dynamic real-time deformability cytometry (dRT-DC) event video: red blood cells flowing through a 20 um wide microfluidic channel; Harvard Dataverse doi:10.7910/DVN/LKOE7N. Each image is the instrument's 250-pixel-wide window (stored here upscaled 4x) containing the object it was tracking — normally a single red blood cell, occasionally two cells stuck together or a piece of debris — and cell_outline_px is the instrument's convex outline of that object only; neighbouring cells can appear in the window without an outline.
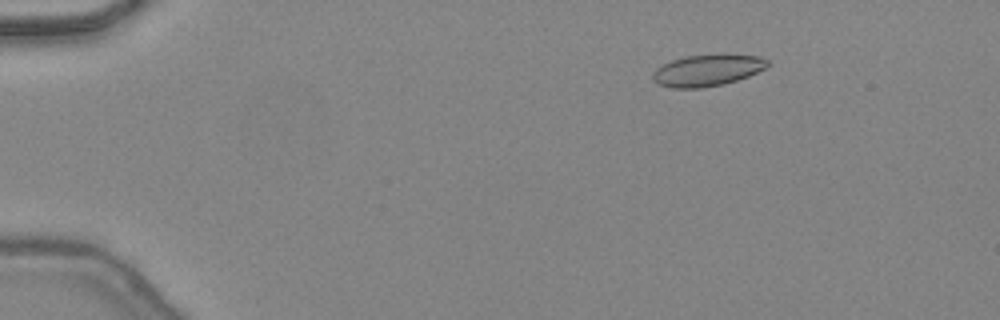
{"species": "common noctule bat (a hibernating species)", "species_latin": "Nyctalus noctula", "temperature_condition": "warm", "stored_images_in_passage": 47, "camera_frame_rate_fps": 3000, "um_per_image_px": 0.085, "animal": {"sex": "female", "body_mass_g": 24.6, "forearm_length_mm": 56.2}, "frame": {"image": 1, "passage_image": 8, "time_ms": 2.333, "image_size_px": [1000, 320], "cell_outline_px": [[772, 64], [748, 76], [724, 84], [700, 88], [672, 88], [656, 84], [652, 80], [652, 72], [656, 68], [672, 60], [684, 56], [720, 52], [728, 52], [760, 56], [768, 60]], "centroid_in_image_um": [60.14, 5.93], "position_along_channel_um": 24.9, "area_um2": 21.91}}
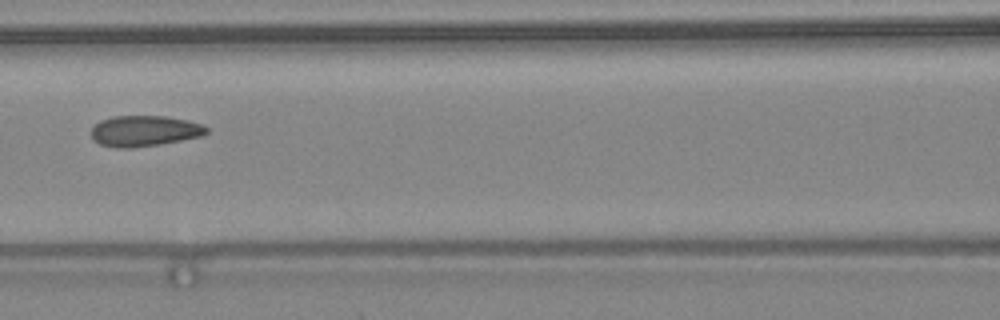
{"frame": {"image": 2, "passage_image": 23, "time_ms": 7.333, "image_size_px": [1000, 320], "cell_outline_px": [[208, 132], [204, 136], [160, 144], [132, 148], [116, 148], [100, 144], [92, 140], [92, 128], [100, 120], [112, 116], [168, 116], [188, 120], [204, 124], [208, 128]], "centroid_in_image_um": [12.31, 11.13], "position_along_channel_um": 154.3, "area_um2": 20.98}}
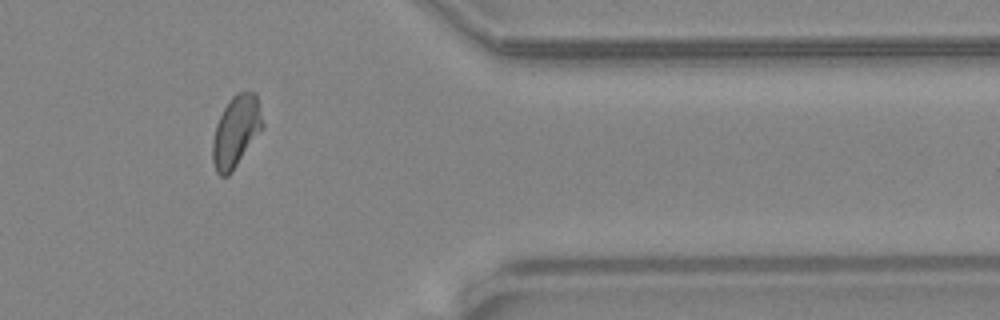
{"frame": {"image": 3, "passage_image": 40, "time_ms": 13.0, "image_size_px": [1000, 320], "cell_outline_px": [[264, 128], [232, 172], [228, 176], [220, 176], [216, 172], [212, 160], [212, 140], [216, 124], [228, 100], [236, 92], [256, 92], [264, 124]], "centroid_in_image_um": [20.07, 11.17], "position_along_channel_um": 391.3, "area_um2": 21.1}, "authors_computed_cell_mechanics": {"area_um2": 20.7502, "velocity_mm_per_s": 4.4741, "shape_relaxation_time_tau1_ms": 8.8913, "shape_relaxation_time_tau2_ms": 1.2928, "deformation_change_tau1": 0.1751, "deformation_change_tau2": 0.0658}}